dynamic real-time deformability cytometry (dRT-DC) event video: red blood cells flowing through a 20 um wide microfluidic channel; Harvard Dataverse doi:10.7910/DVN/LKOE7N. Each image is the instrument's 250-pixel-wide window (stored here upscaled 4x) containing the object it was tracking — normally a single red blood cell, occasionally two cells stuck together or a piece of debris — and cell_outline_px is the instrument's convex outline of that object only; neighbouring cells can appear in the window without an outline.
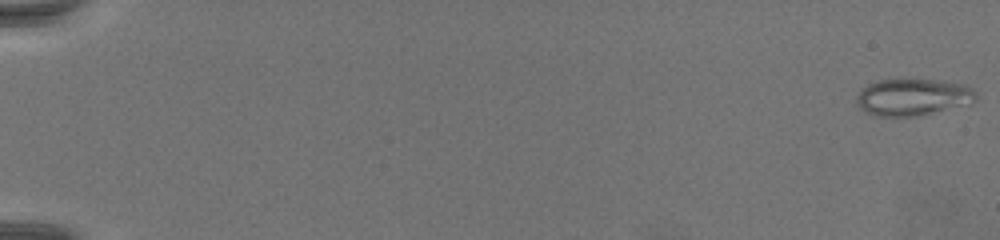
{"species": "common noctule bat (a hibernating species)", "species_latin": "Nyctalus noctula", "temperature_condition": "warm", "stored_images_in_passage": 71, "camera_frame_rate_fps": 3000, "um_per_image_px": 0.085, "animal": {"sex": "female", "body_mass_g": 19.5, "forearm_length_mm": 54.1}, "frame": {"image": 1, "passage_image": 1, "time_ms": 0.0, "image_size_px": [1000, 240], "cell_outline_px": [[976, 100], [968, 104], [916, 116], [876, 116], [860, 108], [856, 104], [856, 96], [868, 84], [880, 80], [944, 80], [964, 84], [972, 88], [976, 92]], "centroid_in_image_um": [77.61, 8.25], "position_along_channel_um": 7.4, "area_um2": 25.43}}
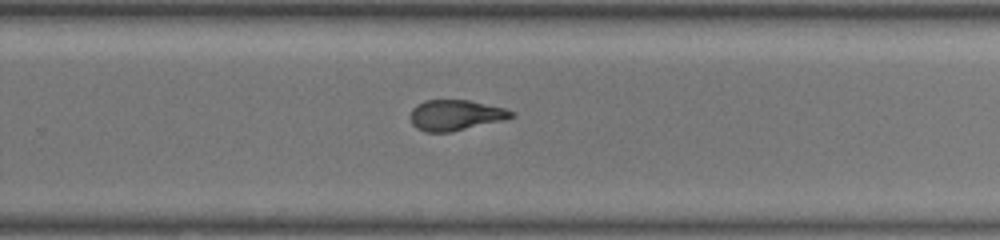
{"frame": {"image": 2, "passage_image": 49, "time_ms": 16.0, "image_size_px": [1000, 240], "cell_outline_px": [[516, 116], [504, 120], [452, 132], [424, 132], [416, 128], [412, 124], [408, 116], [412, 108], [416, 104], [424, 100], [468, 100], [508, 108], [516, 112]], "centroid_in_image_um": [38.73, 9.79], "position_along_channel_um": 291.1, "area_um2": 18.5}}
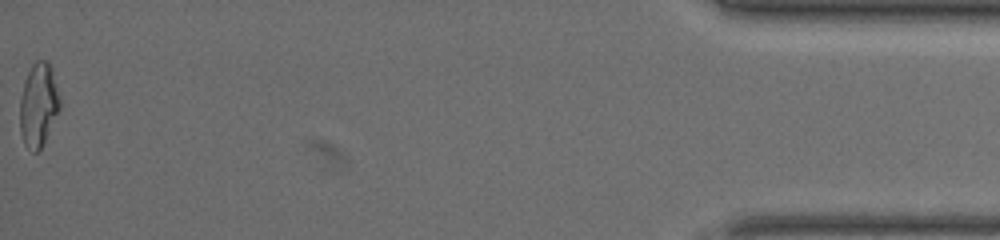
{"frame": {"image": 3, "passage_image": 71, "time_ms": 23.333, "image_size_px": [1000, 240], "cell_outline_px": [[60, 108], [40, 148], [36, 152], [32, 152], [24, 144], [20, 132], [20, 100], [24, 80], [32, 64], [36, 60], [48, 60], [52, 72], [60, 100]], "centroid_in_image_um": [3.24, 8.9], "position_along_channel_um": 432.0, "area_um2": 19.13}}